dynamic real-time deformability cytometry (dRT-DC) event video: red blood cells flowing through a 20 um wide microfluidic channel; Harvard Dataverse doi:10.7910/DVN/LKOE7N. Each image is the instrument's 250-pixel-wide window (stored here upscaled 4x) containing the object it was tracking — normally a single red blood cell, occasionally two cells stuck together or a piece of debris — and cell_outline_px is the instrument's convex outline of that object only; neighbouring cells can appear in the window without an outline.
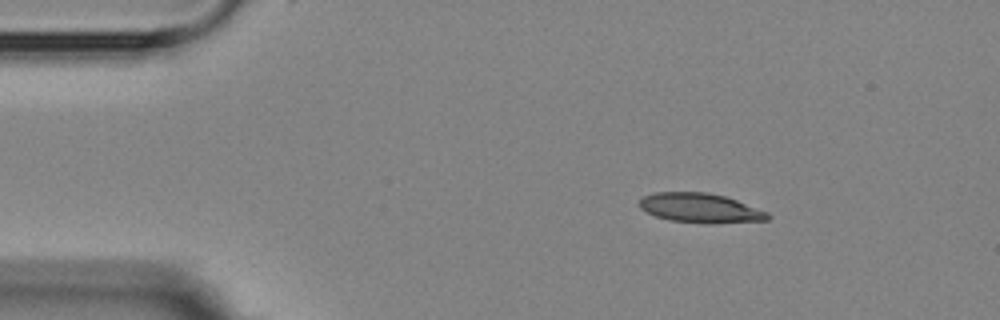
{"species": "Egyptian fruit bat (a non-hibernating species)", "species_latin": "Rousettus aegyptiacus", "temperature_condition": "room temperature", "stored_images_in_passage": 2, "camera_frame_rate_fps": 3000, "um_per_image_px": 0.085, "animal": {"sex": "female"}, "frame": {"image": 1, "passage_image": 1, "time_ms": 0.0, "image_size_px": [1000, 320], "cell_outline_px": [[772, 216], [768, 220], [712, 224], [708, 224], [668, 220], [656, 216], [640, 208], [640, 200], [644, 196], [656, 192], [708, 192], [724, 196], [736, 200], [768, 212]], "centroid_in_image_um": [59.55, 17.69], "position_along_channel_um": 25.4, "area_um2": 22.08}}